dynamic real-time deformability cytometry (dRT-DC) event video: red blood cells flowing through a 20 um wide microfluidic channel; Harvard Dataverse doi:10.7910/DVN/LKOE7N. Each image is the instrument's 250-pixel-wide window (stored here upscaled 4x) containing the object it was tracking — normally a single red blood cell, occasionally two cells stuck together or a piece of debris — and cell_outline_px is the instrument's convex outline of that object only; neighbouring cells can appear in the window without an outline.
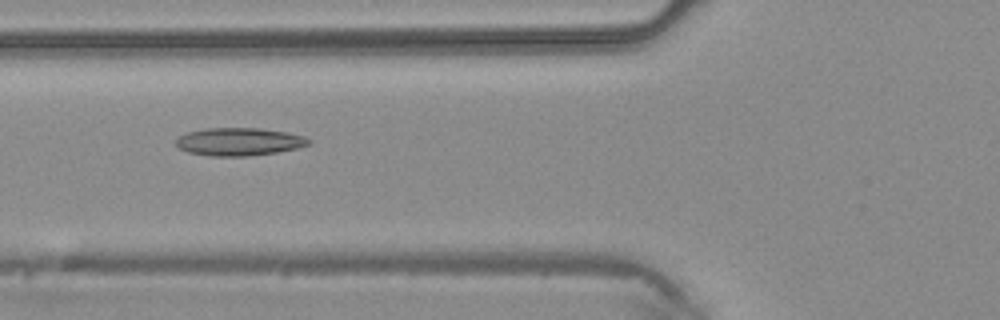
{"species": "common noctule bat (a hibernating species)", "species_latin": "Nyctalus noctula", "temperature_condition": "warm", "stored_images_in_passage": 2, "camera_frame_rate_fps": 3000, "um_per_image_px": 0.085, "animal": {"sex": "male", "body_mass_g": 20.4}, "frame": {"image": 1, "passage_image": 2, "time_ms": 0.333, "image_size_px": [1000, 320], "cell_outline_px": [[312, 144], [296, 148], [276, 152], [248, 156], [208, 156], [188, 152], [180, 148], [176, 144], [176, 140], [180, 136], [188, 132], [204, 128], [260, 128], [288, 132], [304, 136], [312, 140]], "centroid_in_image_um": [20.35, 12.04], "position_along_channel_um": 105.4, "area_um2": 21.62}}